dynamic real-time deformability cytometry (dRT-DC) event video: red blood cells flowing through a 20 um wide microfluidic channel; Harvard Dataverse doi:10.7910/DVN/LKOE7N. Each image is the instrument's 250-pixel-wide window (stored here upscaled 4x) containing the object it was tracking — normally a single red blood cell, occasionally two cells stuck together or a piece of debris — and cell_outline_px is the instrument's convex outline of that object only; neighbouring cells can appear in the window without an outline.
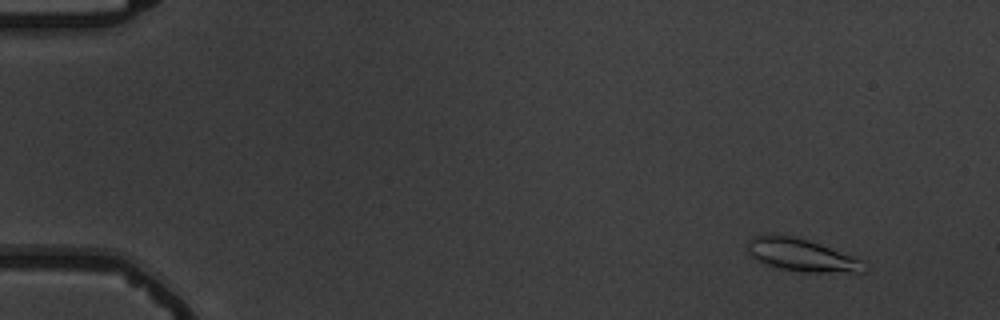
{"species": "common noctule bat (a hibernating species)", "species_latin": "Nyctalus noctula", "temperature_condition": "warm", "stored_images_in_passage": 7, "camera_frame_rate_fps": 3000, "um_per_image_px": 0.085, "animal": {"sex": "male", "body_mass_g": 19.5, "forearm_length_mm": 54.6}, "frame": {"image": 1, "passage_image": 2, "time_ms": 1.333, "image_size_px": [1000, 320], "cell_outline_px": [[864, 272], [804, 272], [780, 268], [768, 264], [752, 256], [748, 252], [748, 240], [752, 236], [796, 236], [856, 256], [860, 260]], "centroid_in_image_um": [68.15, 21.68], "position_along_channel_um": 16.9, "area_um2": 21.5}}